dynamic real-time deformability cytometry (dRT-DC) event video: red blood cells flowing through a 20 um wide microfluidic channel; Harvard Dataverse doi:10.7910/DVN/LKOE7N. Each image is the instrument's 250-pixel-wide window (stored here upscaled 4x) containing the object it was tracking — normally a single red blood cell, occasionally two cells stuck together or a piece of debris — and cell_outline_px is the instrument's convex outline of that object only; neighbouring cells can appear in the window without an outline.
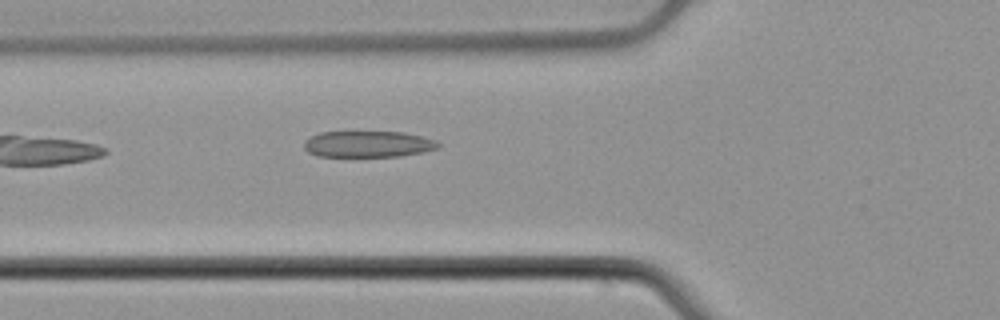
{"species": "common noctule bat (a hibernating species)", "species_latin": "Nyctalus noctula", "temperature_condition": "cold", "stored_images_in_passage": 2, "camera_frame_rate_fps": 3000, "um_per_image_px": 0.085, "animal": {"sex": "male", "body_mass_g": 21.5, "forearm_length_mm": 52.0}, "frame": {"image": 1, "passage_image": 2, "time_ms": 0.333, "image_size_px": [1000, 320], "cell_outline_px": [[440, 144], [436, 148], [424, 152], [400, 156], [316, 156], [308, 152], [304, 148], [304, 140], [320, 132], [404, 132], [436, 140]], "centroid_in_image_um": [31.26, 12.25], "position_along_channel_um": 94.5, "area_um2": 20.46}}